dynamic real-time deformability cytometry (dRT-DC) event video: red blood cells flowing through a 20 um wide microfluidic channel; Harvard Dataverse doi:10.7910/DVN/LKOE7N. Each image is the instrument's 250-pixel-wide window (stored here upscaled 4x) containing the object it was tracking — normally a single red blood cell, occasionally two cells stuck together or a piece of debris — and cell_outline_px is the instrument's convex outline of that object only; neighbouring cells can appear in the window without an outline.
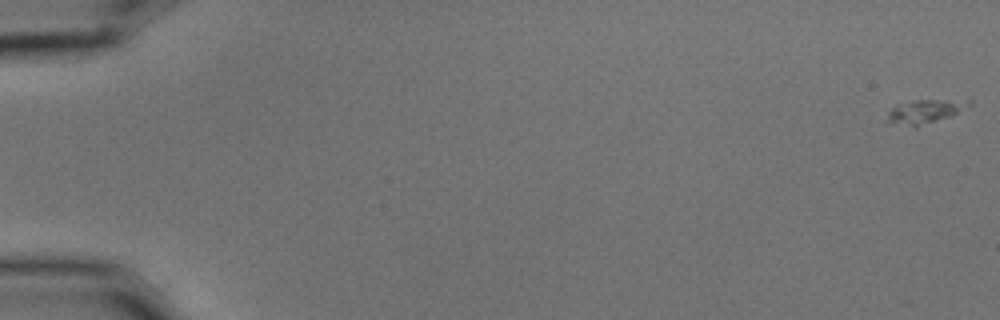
{"species": "common noctule bat (a hibernating species)", "species_latin": "Nyctalus noctula", "temperature_condition": "cold", "stored_images_in_passage": 17, "camera_frame_rate_fps": 3000, "um_per_image_px": 0.085, "animal": {"sex": "male", "body_mass_g": 15.6}, "frame": {"image": 1, "passage_image": 1, "time_ms": 0.0, "image_size_px": [1000, 320], "cell_outline_px": [[972, 104], [948, 116], [916, 128], [888, 120], [888, 112], [896, 104], [916, 100], [972, 100]], "centroid_in_image_um": [78.62, 9.46], "position_along_channel_um": 6.4, "area_um2": 10.92}}
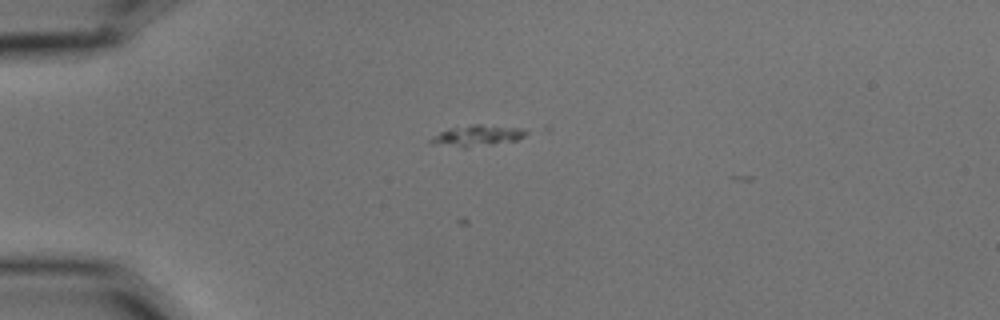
{"frame": {"image": 2, "passage_image": 16, "time_ms": 5.0, "image_size_px": [1000, 320], "cell_outline_px": [[528, 132], [524, 136], [516, 140], [492, 144], [464, 148], [432, 144], [428, 140], [440, 132], [448, 128], [472, 124], [480, 124], [520, 128]], "centroid_in_image_um": [40.51, 11.53], "position_along_channel_um": 44.5, "area_um2": 11.62}}